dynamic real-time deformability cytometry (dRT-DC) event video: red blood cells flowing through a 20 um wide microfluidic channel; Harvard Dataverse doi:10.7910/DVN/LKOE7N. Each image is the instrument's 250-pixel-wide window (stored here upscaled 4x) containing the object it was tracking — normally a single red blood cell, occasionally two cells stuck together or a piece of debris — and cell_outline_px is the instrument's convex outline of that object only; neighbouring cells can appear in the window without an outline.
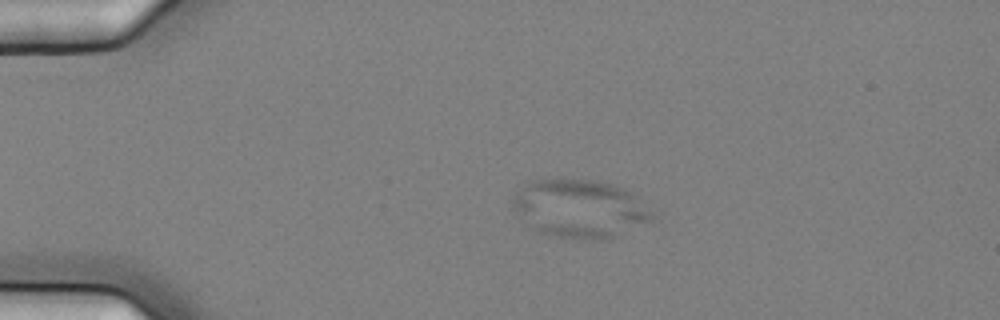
{"species": "common noctule bat (a hibernating species)", "species_latin": "Nyctalus noctula", "temperature_condition": "cold", "stored_images_in_passage": 3, "camera_frame_rate_fps": 3000, "um_per_image_px": 0.085, "animal": {"sex": "female", "body_mass_g": 25.1}, "frame": {"image": 1, "passage_image": 3, "time_ms": 0.667, "image_size_px": [1000, 320], "cell_outline_px": [[656, 216], [652, 220], [612, 236], [600, 240], [576, 240], [552, 236], [540, 232], [532, 228], [520, 220], [512, 208], [512, 196], [516, 184], [524, 180], [560, 176], [588, 180], [612, 184], [624, 188]], "centroid_in_image_um": [49.09, 17.68], "position_along_channel_um": 35.9, "area_um2": 48.38}}